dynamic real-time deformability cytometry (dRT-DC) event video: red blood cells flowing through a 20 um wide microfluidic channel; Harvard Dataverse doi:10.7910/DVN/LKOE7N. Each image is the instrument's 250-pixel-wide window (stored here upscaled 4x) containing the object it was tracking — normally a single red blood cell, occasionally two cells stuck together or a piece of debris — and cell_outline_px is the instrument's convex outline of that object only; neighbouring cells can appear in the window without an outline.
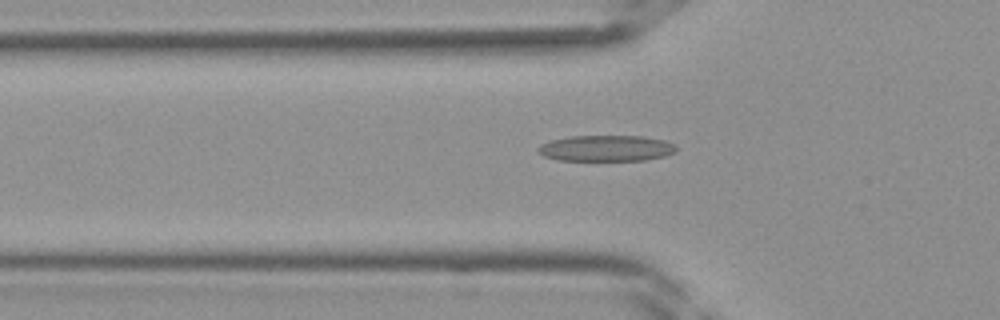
{"species": "Egyptian fruit bat (a non-hibernating species)", "species_latin": "Rousettus aegyptiacus", "temperature_condition": "room temperature", "stored_images_in_passage": 39, "camera_frame_rate_fps": 3000, "um_per_image_px": 0.085, "frame": {"image": 1, "passage_image": 12, "time_ms": 3.667, "image_size_px": [1000, 320], "cell_outline_px": [[676, 152], [664, 156], [644, 160], [556, 160], [544, 156], [536, 148], [540, 144], [552, 140], [572, 136], [644, 136], [664, 140], [676, 144]], "centroid_in_image_um": [51.55, 12.6], "position_along_channel_um": 74.3, "area_um2": 20.92}}
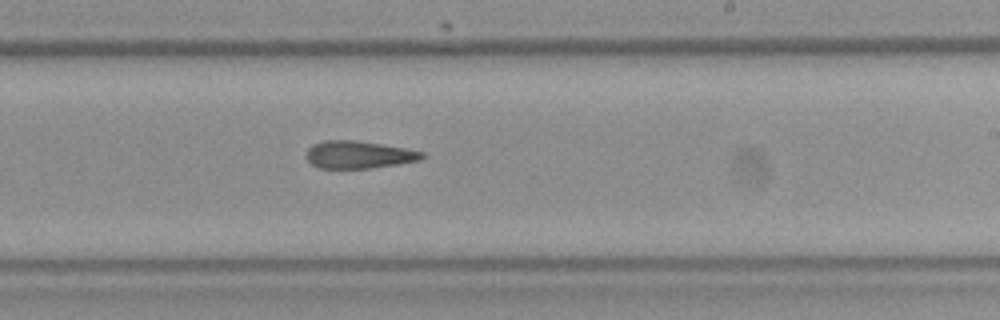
{"frame": {"image": 2, "passage_image": 23, "time_ms": 7.333, "image_size_px": [1000, 320], "cell_outline_px": [[428, 156], [420, 160], [396, 164], [368, 168], [316, 168], [304, 156], [304, 152], [312, 144], [324, 140], [352, 140], [380, 144], [404, 148], [424, 152]], "centroid_in_image_um": [30.44, 13.14], "position_along_channel_um": 258.6, "area_um2": 18.61}}
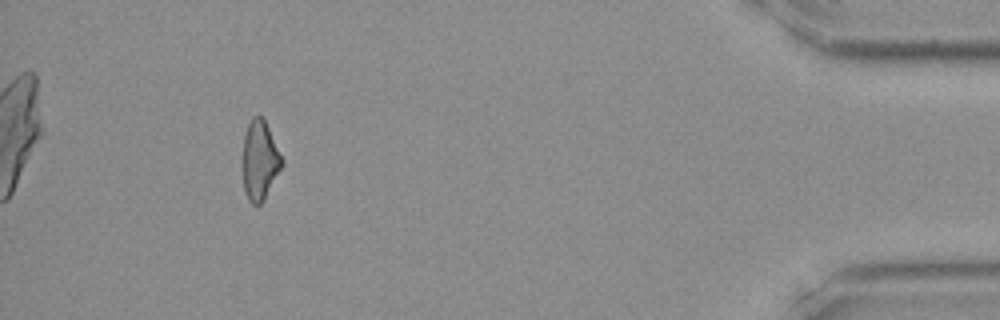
{"frame": {"image": 3, "passage_image": 36, "time_ms": 11.667, "image_size_px": [1000, 320], "cell_outline_px": [[284, 164], [264, 200], [260, 204], [252, 204], [248, 200], [244, 192], [240, 168], [240, 160], [244, 132], [252, 116], [264, 116]], "centroid_in_image_um": [22.02, 13.63], "position_along_channel_um": 413.2, "area_um2": 18.96}}